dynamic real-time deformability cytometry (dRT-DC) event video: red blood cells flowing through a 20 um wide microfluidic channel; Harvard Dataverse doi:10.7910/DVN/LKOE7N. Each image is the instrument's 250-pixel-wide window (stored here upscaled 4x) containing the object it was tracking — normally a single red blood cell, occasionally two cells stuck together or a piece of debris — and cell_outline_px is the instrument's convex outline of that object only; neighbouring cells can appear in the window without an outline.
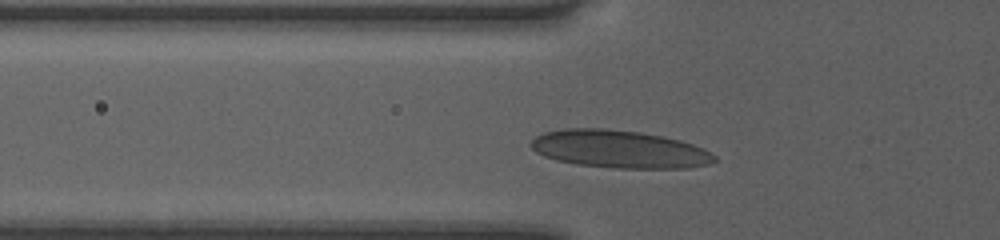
{"species": "human", "species_latin": "Homo sapiens", "temperature_condition": "room temperature", "stored_images_in_passage": 35, "camera_frame_rate_fps": 3000, "um_per_image_px": 0.085, "donor": {"sex": "female"}, "frame": {"image": 1, "passage_image": 8, "time_ms": 2.333, "image_size_px": [1000, 240], "cell_outline_px": [[716, 160], [708, 164], [688, 168], [616, 168], [576, 164], [556, 160], [544, 156], [536, 152], [528, 144], [536, 136], [544, 132], [564, 128], [608, 128], [640, 132], [664, 136], [680, 140], [692, 144], [716, 156]], "centroid_in_image_um": [52.6, 12.67], "position_along_channel_um": 73.2, "area_um2": 40.4}}
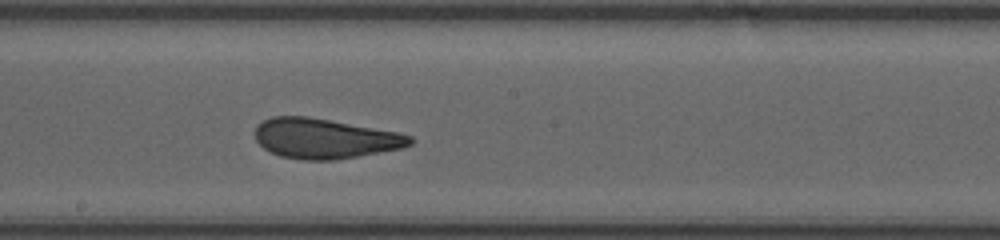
{"frame": {"image": 2, "passage_image": 19, "time_ms": 6.0, "image_size_px": [1000, 240], "cell_outline_px": [[416, 140], [412, 144], [400, 148], [336, 160], [304, 160], [280, 156], [264, 148], [256, 140], [252, 132], [256, 124], [272, 116], [308, 116], [400, 132], [412, 136]], "centroid_in_image_um": [27.59, 11.76], "position_along_channel_um": 220.6, "area_um2": 36.41}}
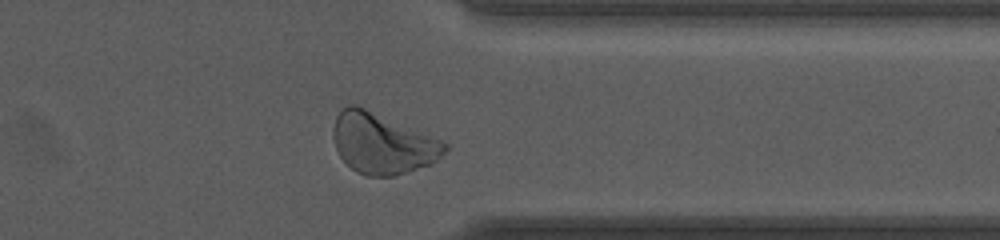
{"frame": {"image": 3, "passage_image": 31, "time_ms": 10.0, "image_size_px": [1000, 240], "cell_outline_px": [[448, 148], [432, 164], [392, 176], [368, 176], [356, 172], [340, 156], [336, 148], [332, 136], [332, 128], [336, 116], [340, 108], [348, 104], [356, 104], [440, 140], [448, 144]], "centroid_in_image_um": [32.45, 12.18], "position_along_channel_um": 379.0, "area_um2": 39.07}, "authors_computed_cell_mechanics": {"area_um2": 36.6452, "velocity_mm_per_s": 4.0226, "shape_relaxation_time_tau1_ms": 6.3377, "shape_relaxation_time_tau2_ms": 0.8439, "deformation_change_tau1": 0.1731, "deformation_change_tau2": 0.0639}}